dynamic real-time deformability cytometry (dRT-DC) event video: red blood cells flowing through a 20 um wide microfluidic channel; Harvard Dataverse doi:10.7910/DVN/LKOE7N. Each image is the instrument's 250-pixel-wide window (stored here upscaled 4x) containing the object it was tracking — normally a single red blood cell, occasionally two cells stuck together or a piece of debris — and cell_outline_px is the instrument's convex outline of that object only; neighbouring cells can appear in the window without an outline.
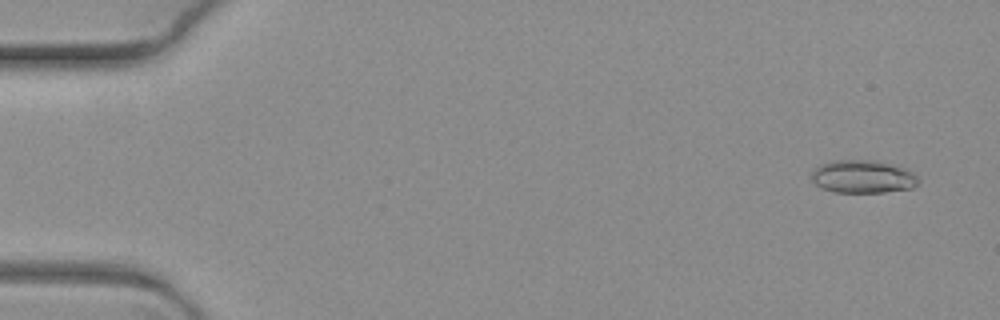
{"species": "common noctule bat (a hibernating species)", "species_latin": "Nyctalus noctula", "temperature_condition": "warm", "stored_images_in_passage": 7, "camera_frame_rate_fps": 3000, "um_per_image_px": 0.085, "animal": {"sex": "female", "body_mass_g": 19.3, "forearm_length_mm": 54.1}, "frame": {"image": 1, "passage_image": 1, "time_ms": 0.0, "image_size_px": [1000, 320], "cell_outline_px": [[920, 180], [912, 188], [884, 192], [832, 192], [816, 184], [812, 180], [812, 172], [816, 168], [832, 160], [872, 160], [904, 168], [912, 172]], "centroid_in_image_um": [73.34, 15.02], "position_along_channel_um": 11.7, "area_um2": 20.17}}
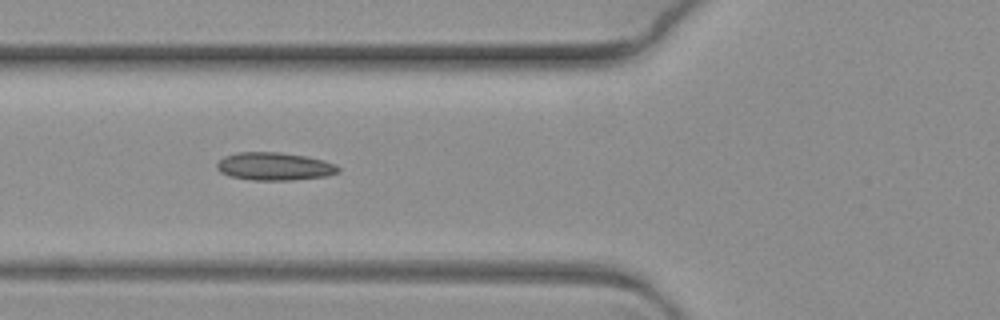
{"frame": {"image": 2, "passage_image": 6, "time_ms": 1.667, "image_size_px": [1000, 320], "cell_outline_px": [[340, 172], [328, 176], [292, 180], [252, 180], [228, 176], [220, 172], [216, 168], [216, 164], [224, 156], [236, 152], [280, 152], [304, 156], [324, 160], [336, 164], [340, 168]], "centroid_in_image_um": [23.33, 14.14], "position_along_channel_um": 102.5, "area_um2": 19.94}}
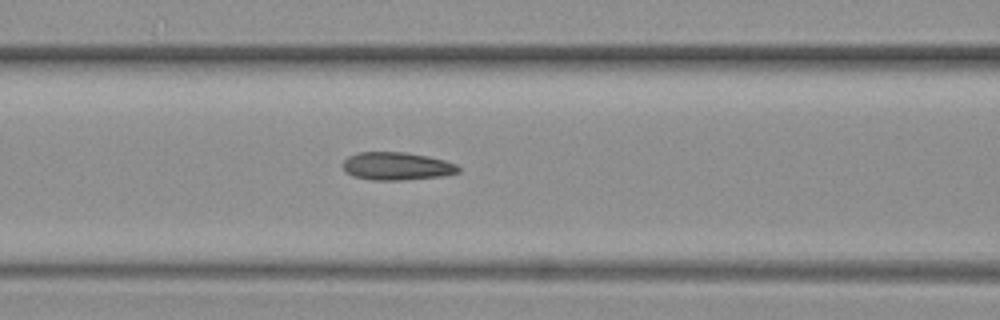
{"frame": {"image": 3, "passage_image": 7, "time_ms": 2.0, "image_size_px": [1000, 320], "cell_outline_px": [[460, 172], [444, 176], [400, 180], [372, 180], [352, 176], [344, 172], [344, 160], [348, 156], [360, 152], [404, 152], [428, 156], [444, 160], [456, 164], [460, 168]], "centroid_in_image_um": [33.73, 14.13], "position_along_channel_um": 132.9, "area_um2": 18.84}}